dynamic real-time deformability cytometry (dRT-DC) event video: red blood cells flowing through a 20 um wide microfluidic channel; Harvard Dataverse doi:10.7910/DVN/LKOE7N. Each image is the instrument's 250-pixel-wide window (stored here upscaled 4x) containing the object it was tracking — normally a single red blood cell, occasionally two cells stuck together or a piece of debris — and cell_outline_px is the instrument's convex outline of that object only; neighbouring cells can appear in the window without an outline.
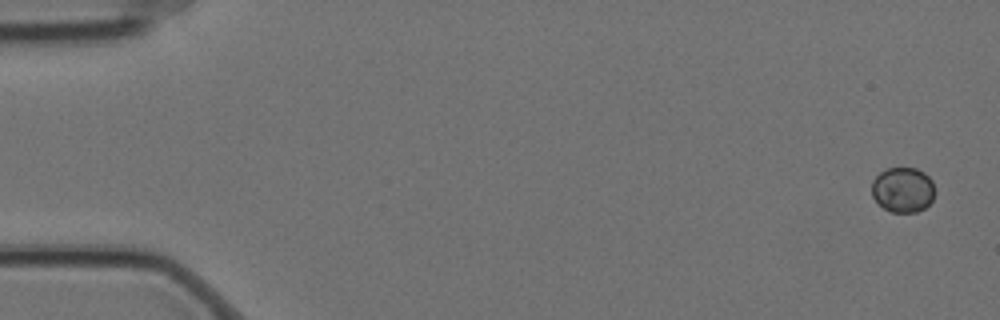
{"species": "Egyptian fruit bat (a non-hibernating species)", "species_latin": "Rousettus aegyptiacus", "temperature_condition": "cold", "stored_images_in_passage": 7, "camera_frame_rate_fps": 3000, "um_per_image_px": 0.085, "animal": {"sex": "female"}, "frame": {"image": 1, "passage_image": 1, "time_ms": 0.0, "image_size_px": [1000, 320], "cell_outline_px": [[936, 192], [932, 200], [924, 208], [916, 212], [892, 212], [884, 208], [872, 196], [872, 180], [880, 172], [888, 168], [916, 168], [924, 172], [932, 180]], "centroid_in_image_um": [76.76, 16.12], "position_along_channel_um": 8.2, "area_um2": 16.65}}
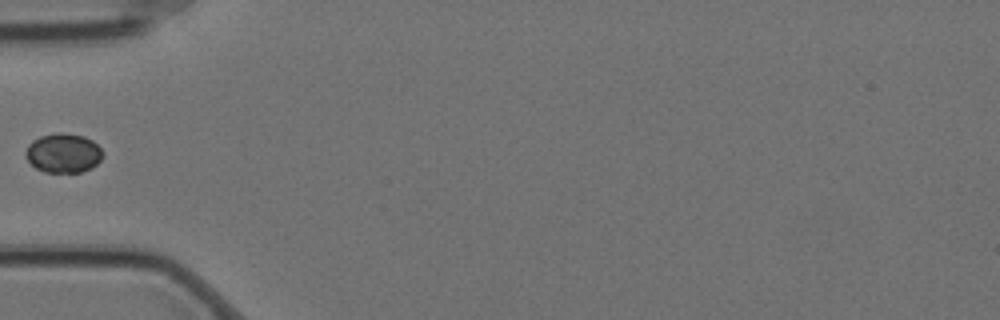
{"frame": {"image": 2, "passage_image": 6, "time_ms": 1.667, "image_size_px": [1000, 320], "cell_outline_px": [[104, 152], [100, 160], [92, 168], [80, 172], [44, 172], [36, 168], [24, 156], [24, 152], [28, 144], [32, 140], [40, 136], [60, 132], [84, 136], [92, 140]], "centroid_in_image_um": [5.36, 13.01], "position_along_channel_um": 79.6, "area_um2": 17.74}}
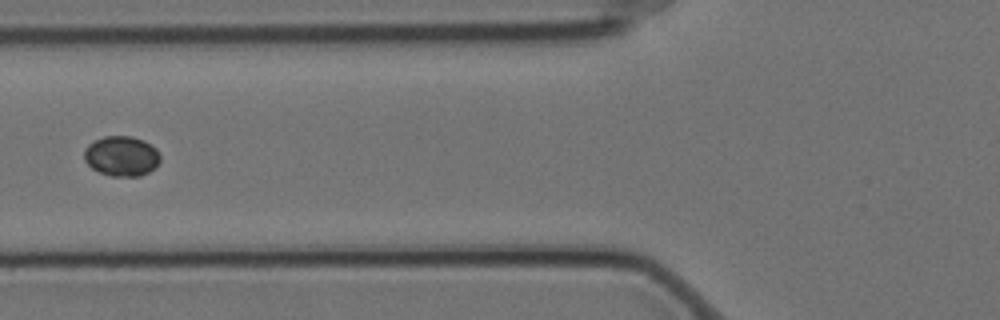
{"frame": {"image": 3, "passage_image": 7, "time_ms": 2.0, "image_size_px": [1000, 320], "cell_outline_px": [[160, 160], [156, 168], [140, 176], [112, 176], [100, 172], [92, 168], [84, 160], [84, 148], [88, 144], [104, 136], [132, 136], [144, 140], [156, 148], [160, 156]], "centroid_in_image_um": [10.34, 13.26], "position_along_channel_um": 115.5, "area_um2": 17.86}}